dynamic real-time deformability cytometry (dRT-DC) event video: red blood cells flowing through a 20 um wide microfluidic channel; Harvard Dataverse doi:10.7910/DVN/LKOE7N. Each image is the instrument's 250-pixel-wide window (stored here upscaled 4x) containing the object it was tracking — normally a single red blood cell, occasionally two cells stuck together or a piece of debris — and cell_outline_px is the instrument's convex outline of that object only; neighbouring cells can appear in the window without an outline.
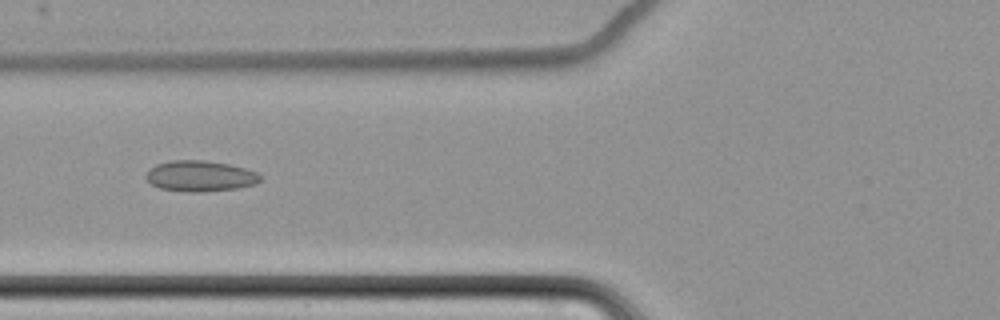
{"species": "common noctule bat (a hibernating species)", "species_latin": "Nyctalus noctula", "temperature_condition": "cold", "stored_images_in_passage": 8, "camera_frame_rate_fps": 3000, "um_per_image_px": 0.085, "animal": {"sex": "female", "body_mass_g": 22.7, "forearm_length_mm": 54.2}, "frame": {"image": 1, "passage_image": 7, "time_ms": 8.0, "image_size_px": [1000, 320], "cell_outline_px": [[264, 176], [256, 184], [236, 188], [200, 192], [184, 192], [160, 188], [152, 184], [144, 176], [156, 164], [172, 160], [204, 160], [228, 164], [244, 168], [256, 172]], "centroid_in_image_um": [17.03, 14.97], "position_along_channel_um": 108.8, "area_um2": 20.46}}
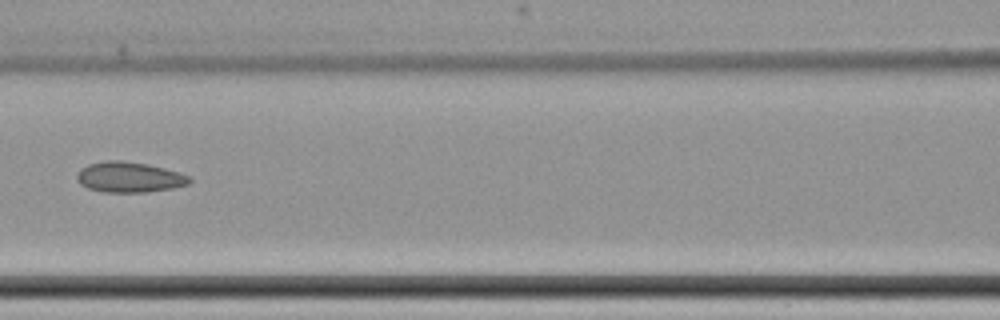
{"frame": {"image": 2, "passage_image": 8, "time_ms": 9.333, "image_size_px": [1000, 320], "cell_outline_px": [[192, 180], [188, 184], [172, 188], [144, 192], [104, 192], [88, 188], [80, 184], [76, 180], [76, 176], [80, 168], [88, 164], [104, 160], [120, 160], [148, 164], [180, 172], [192, 176]], "centroid_in_image_um": [10.98, 15.05], "position_along_channel_um": 155.6, "area_um2": 20.17}}